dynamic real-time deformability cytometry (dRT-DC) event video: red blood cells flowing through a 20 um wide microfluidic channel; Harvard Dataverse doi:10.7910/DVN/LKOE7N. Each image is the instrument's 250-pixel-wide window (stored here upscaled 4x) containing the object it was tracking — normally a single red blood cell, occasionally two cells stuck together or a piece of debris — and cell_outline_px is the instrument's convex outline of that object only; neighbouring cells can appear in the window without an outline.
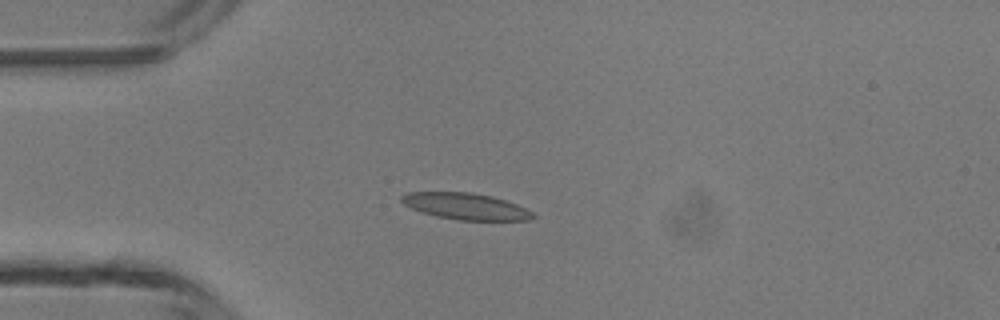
{"species": "common noctule bat (a hibernating species)", "species_latin": "Nyctalus noctula", "temperature_condition": "room temperature", "stored_images_in_passage": 3, "camera_frame_rate_fps": 3000, "um_per_image_px": 0.085, "animal": {"sex": "male", "body_mass_g": 13.3}, "frame": {"image": 1, "passage_image": 2, "time_ms": 4.333, "image_size_px": [1000, 320], "cell_outline_px": [[536, 216], [532, 220], [460, 220], [436, 216], [420, 212], [404, 204], [400, 200], [400, 196], [408, 192], [472, 192], [492, 196], [516, 204], [532, 212]], "centroid_in_image_um": [39.57, 17.53], "position_along_channel_um": 45.4, "area_um2": 20.23}}